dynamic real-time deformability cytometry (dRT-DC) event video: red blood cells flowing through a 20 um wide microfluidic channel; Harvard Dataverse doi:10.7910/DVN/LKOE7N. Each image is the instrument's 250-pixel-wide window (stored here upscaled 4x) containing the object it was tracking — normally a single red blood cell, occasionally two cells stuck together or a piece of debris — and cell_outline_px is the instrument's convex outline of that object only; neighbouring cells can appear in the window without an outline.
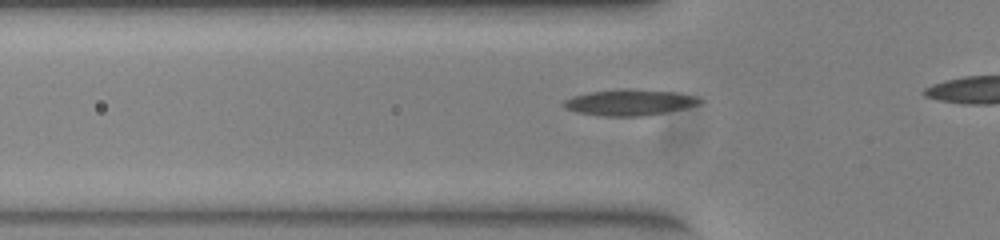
{"species": "common noctule bat (a hibernating species)", "species_latin": "Nyctalus noctula", "temperature_condition": "warm", "stored_images_in_passage": 16, "camera_frame_rate_fps": 3000, "um_per_image_px": 0.085, "animal": {"sex": "female", "body_mass_g": 23.0, "forearm_length_mm": 53.4}, "frame": {"image": 1, "passage_image": 10, "time_ms": 3.0, "image_size_px": [1000, 240], "cell_outline_px": [[700, 104], [684, 108], [644, 116], [600, 116], [576, 112], [564, 108], [560, 104], [564, 100], [572, 96], [588, 92], [620, 88], [632, 88], [676, 92], [696, 96], [700, 100]], "centroid_in_image_um": [53.44, 8.69], "position_along_channel_um": 72.4, "area_um2": 20.92}}
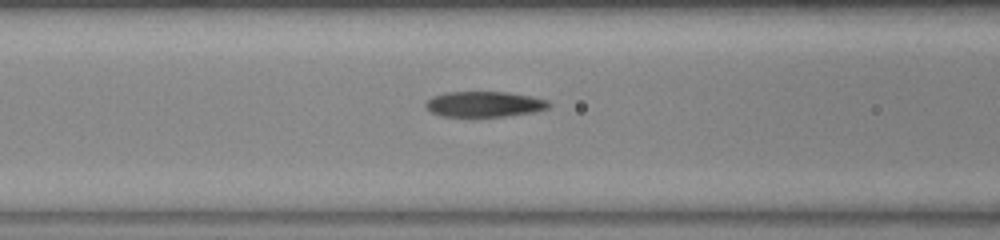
{"frame": {"image": 2, "passage_image": 14, "time_ms": 4.333, "image_size_px": [1000, 240], "cell_outline_px": [[552, 104], [548, 108], [532, 112], [504, 116], [440, 116], [424, 108], [424, 104], [432, 96], [444, 92], [508, 92], [532, 96], [548, 100]], "centroid_in_image_um": [41.15, 8.84], "position_along_channel_um": 125.5, "area_um2": 18.38}}